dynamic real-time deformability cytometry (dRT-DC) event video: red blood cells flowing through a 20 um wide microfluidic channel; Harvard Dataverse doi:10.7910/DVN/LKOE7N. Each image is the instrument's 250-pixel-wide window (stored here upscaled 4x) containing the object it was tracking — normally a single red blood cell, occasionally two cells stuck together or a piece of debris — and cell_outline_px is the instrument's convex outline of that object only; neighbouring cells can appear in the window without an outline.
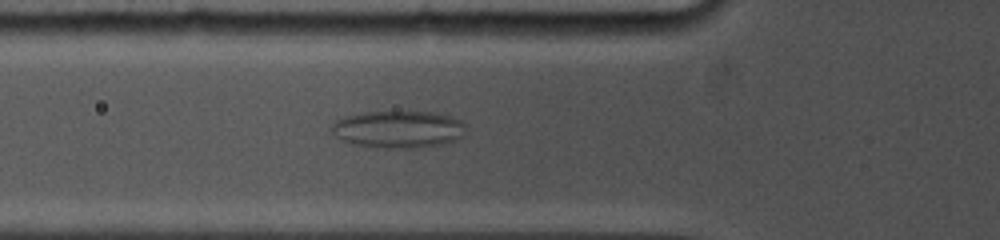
{"species": "common noctule bat (a hibernating species)", "species_latin": "Nyctalus noctula", "temperature_condition": "cold", "stored_images_in_passage": 15, "camera_frame_rate_fps": 5000, "um_per_image_px": 0.085, "animal": {"sex": "female", "body_mass_g": 19.0, "forearm_length_mm": 53.3}, "frame": {"image": 1, "passage_image": 3, "time_ms": 0.8, "image_size_px": [1000, 240], "cell_outline_px": [[464, 136], [456, 140], [444, 144], [416, 148], [376, 148], [356, 144], [340, 140], [332, 132], [332, 124], [336, 120], [344, 116], [364, 112], [396, 108], [432, 112], [452, 116], [460, 120], [464, 124]], "centroid_in_image_um": [33.86, 10.95], "position_along_channel_um": 91.9, "area_um2": 30.29}}
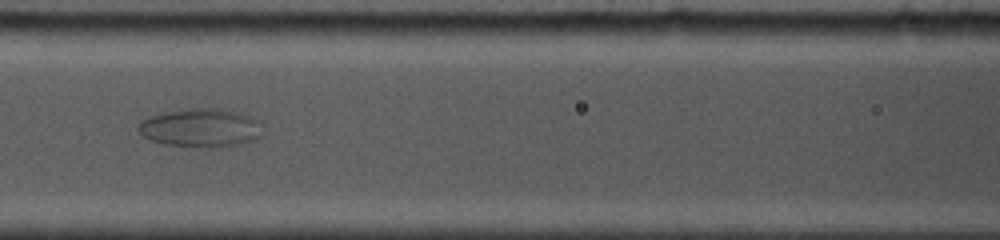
{"frame": {"image": 2, "passage_image": 7, "time_ms": 2.4, "image_size_px": [1000, 240], "cell_outline_px": [[260, 136], [252, 140], [240, 144], [220, 148], [204, 148], [164, 144], [152, 140], [144, 136], [136, 128], [140, 120], [152, 116], [168, 112], [192, 108], [216, 108], [236, 112], [248, 116], [256, 120]], "centroid_in_image_um": [17.0, 10.89], "position_along_channel_um": 149.6, "area_um2": 27.51}}
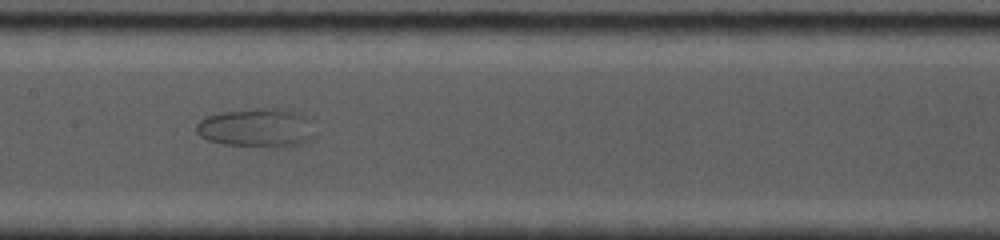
{"frame": {"image": 3, "passage_image": 10, "time_ms": 3.4, "image_size_px": [1000, 240], "cell_outline_px": [[316, 136], [312, 140], [300, 144], [284, 148], [276, 148], [224, 144], [208, 140], [200, 136], [196, 132], [196, 124], [200, 120], [208, 116], [220, 112], [256, 108], [284, 108], [304, 112]], "centroid_in_image_um": [21.89, 10.87], "position_along_channel_um": 185.5, "area_um2": 27.51}}